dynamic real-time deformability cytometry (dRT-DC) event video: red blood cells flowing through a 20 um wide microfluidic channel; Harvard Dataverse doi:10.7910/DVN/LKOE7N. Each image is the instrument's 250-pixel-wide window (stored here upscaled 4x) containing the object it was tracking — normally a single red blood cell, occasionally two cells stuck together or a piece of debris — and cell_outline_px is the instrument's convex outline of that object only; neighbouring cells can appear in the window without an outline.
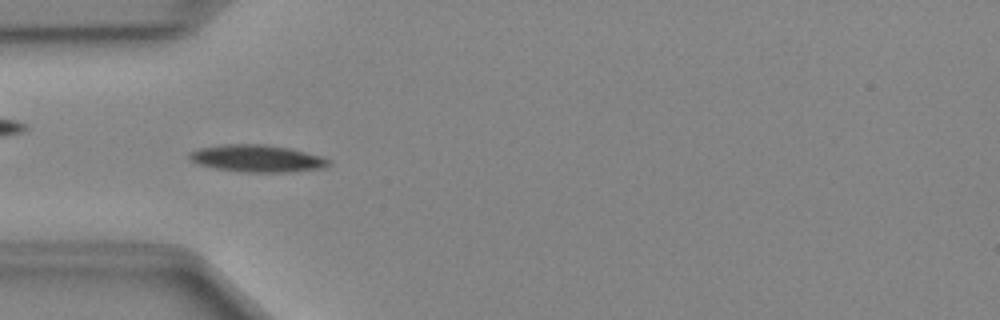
{"species": "Egyptian fruit bat (a non-hibernating species)", "species_latin": "Rousettus aegyptiacus", "temperature_condition": "cold", "stored_images_in_passage": 41, "camera_frame_rate_fps": 3000, "um_per_image_px": 0.085, "animal": {"sex": "female"}, "frame": {"image": 1, "passage_image": 7, "time_ms": 2.0, "image_size_px": [1000, 320], "cell_outline_px": [[332, 164], [324, 168], [284, 172], [248, 172], [216, 168], [200, 164], [192, 160], [188, 156], [188, 152], [200, 148], [224, 144], [264, 144], [288, 148], [324, 156], [332, 160]], "centroid_in_image_um": [21.92, 13.46], "position_along_channel_um": 63.1, "area_um2": 21.96}}
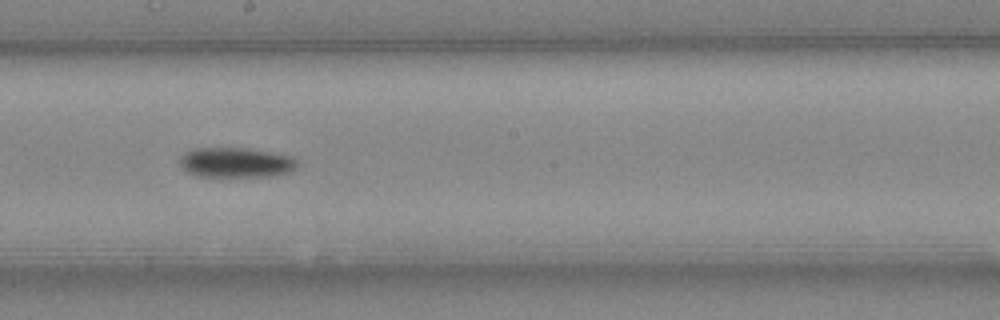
{"frame": {"image": 2, "passage_image": 19, "time_ms": 6.0, "image_size_px": [1000, 320], "cell_outline_px": [[296, 168], [288, 172], [272, 176], [196, 176], [188, 172], [180, 164], [180, 156], [184, 152], [196, 148], [244, 148], [292, 156], [296, 160]], "centroid_in_image_um": [20.02, 13.81], "position_along_channel_um": 228.2, "area_um2": 20.29}}
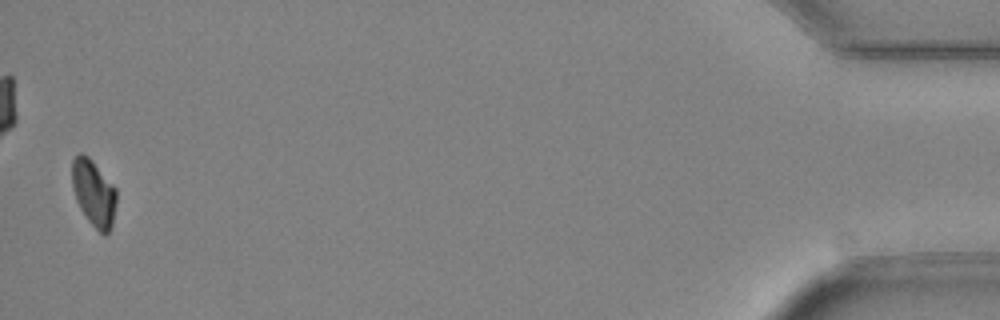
{"frame": {"image": 3, "passage_image": 40, "time_ms": 13.0, "image_size_px": [1000, 320], "cell_outline_px": [[116, 204], [112, 228], [104, 236], [88, 220], [80, 208], [76, 200], [72, 188], [72, 160], [80, 152], [88, 156], [92, 160], [116, 188]], "centroid_in_image_um": [7.97, 16.41], "position_along_channel_um": 427.2, "area_um2": 17.22}}